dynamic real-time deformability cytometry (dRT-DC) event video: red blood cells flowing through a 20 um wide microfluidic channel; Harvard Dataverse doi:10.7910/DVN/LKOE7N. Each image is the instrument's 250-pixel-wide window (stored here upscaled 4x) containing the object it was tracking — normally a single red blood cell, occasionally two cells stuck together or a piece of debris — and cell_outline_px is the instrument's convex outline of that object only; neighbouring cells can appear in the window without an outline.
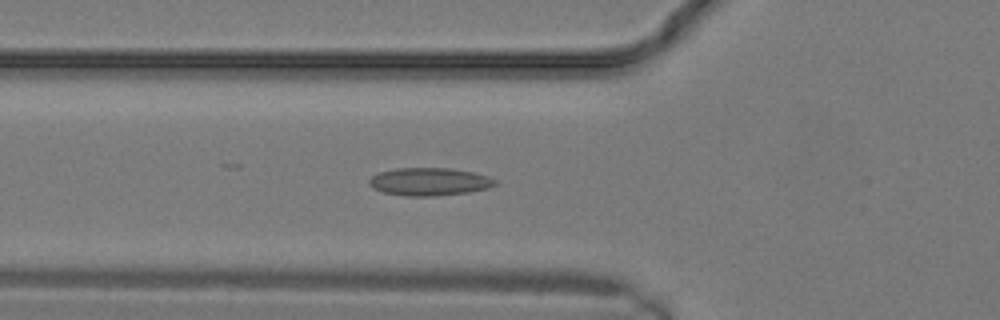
{"species": "common noctule bat (a hibernating species)", "species_latin": "Nyctalus noctula", "temperature_condition": "warm", "stored_images_in_passage": 8, "camera_frame_rate_fps": 3000, "um_per_image_px": 0.085, "animal": {"sex": "male", "body_mass_g": 19.2, "forearm_length_mm": 51.8}, "frame": {"image": 1, "passage_image": 3, "time_ms": 0.667, "image_size_px": [1000, 320], "cell_outline_px": [[496, 184], [488, 188], [468, 192], [432, 196], [404, 196], [384, 192], [372, 188], [368, 184], [368, 180], [372, 176], [380, 172], [396, 168], [448, 168], [472, 172], [488, 176], [496, 180]], "centroid_in_image_um": [36.46, 15.44], "position_along_channel_um": 89.3, "area_um2": 20.35}}
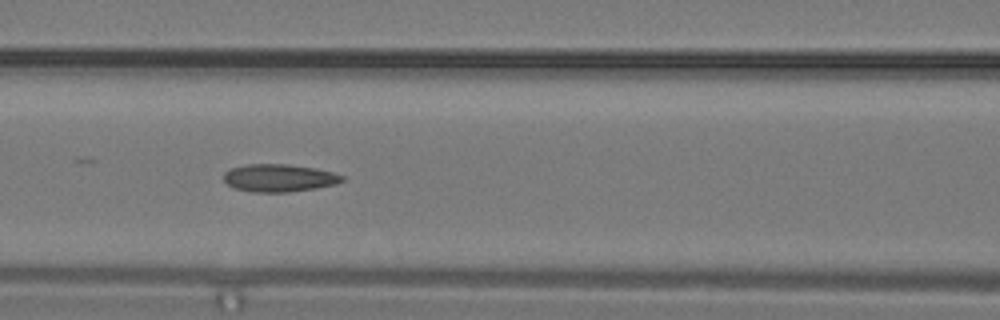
{"frame": {"image": 2, "passage_image": 5, "time_ms": 1.333, "image_size_px": [1000, 320], "cell_outline_px": [[344, 180], [336, 184], [316, 188], [288, 192], [252, 192], [236, 188], [228, 184], [224, 180], [224, 172], [228, 168], [244, 164], [288, 164], [316, 168], [332, 172], [344, 176]], "centroid_in_image_um": [23.71, 15.11], "position_along_channel_um": 142.9, "area_um2": 19.19}}
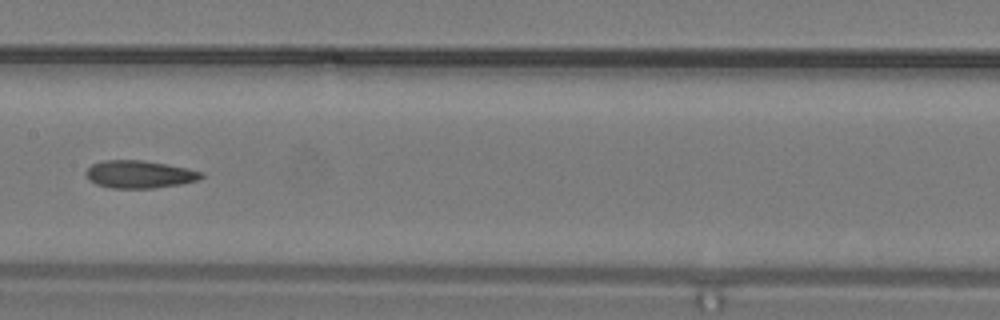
{"frame": {"image": 3, "passage_image": 7, "time_ms": 2.0, "image_size_px": [1000, 320], "cell_outline_px": [[204, 176], [200, 180], [180, 184], [156, 188], [112, 188], [96, 184], [88, 180], [84, 172], [92, 164], [104, 160], [144, 160], [168, 164], [188, 168], [204, 172]], "centroid_in_image_um": [11.87, 14.81], "position_along_channel_um": 195.5, "area_um2": 18.84}}